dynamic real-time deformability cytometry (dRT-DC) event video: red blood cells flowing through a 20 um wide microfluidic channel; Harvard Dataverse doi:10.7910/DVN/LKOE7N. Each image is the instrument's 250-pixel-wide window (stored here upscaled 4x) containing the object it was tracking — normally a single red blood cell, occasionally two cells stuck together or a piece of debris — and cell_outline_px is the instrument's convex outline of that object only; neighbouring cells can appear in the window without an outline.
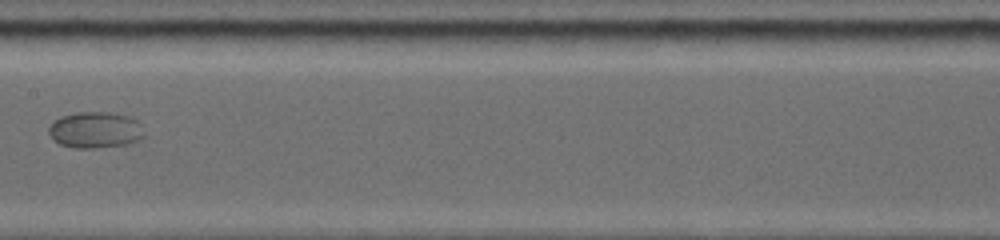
{"species": "common noctule bat (a hibernating species)", "species_latin": "Nyctalus noctula", "temperature_condition": "warm", "stored_images_in_passage": 18, "camera_frame_rate_fps": 5000, "um_per_image_px": 0.085, "animal": {"sex": "female", "body_mass_g": 19.0, "forearm_length_mm": 53.3}, "frame": {"image": 1, "passage_image": 6, "time_ms": 4.0, "image_size_px": [1000, 240], "cell_outline_px": [[144, 136], [140, 140], [128, 144], [96, 148], [72, 148], [60, 144], [52, 140], [48, 132], [48, 128], [60, 116], [76, 112], [112, 112], [132, 116], [136, 120]], "centroid_in_image_um": [8.08, 11.05], "position_along_channel_um": 199.3, "area_um2": 20.35}}